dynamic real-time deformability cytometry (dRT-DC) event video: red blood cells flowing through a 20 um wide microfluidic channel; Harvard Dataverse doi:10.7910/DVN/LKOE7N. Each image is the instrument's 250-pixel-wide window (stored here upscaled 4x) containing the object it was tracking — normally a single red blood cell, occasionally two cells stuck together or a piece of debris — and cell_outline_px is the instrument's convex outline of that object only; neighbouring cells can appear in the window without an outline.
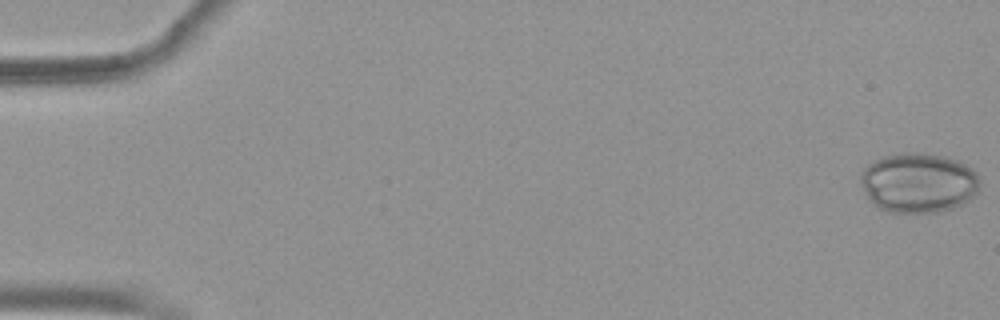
{"species": "common noctule bat (a hibernating species)", "species_latin": "Nyctalus noctula", "temperature_condition": "warm", "stored_images_in_passage": 54, "camera_frame_rate_fps": 3000, "um_per_image_px": 0.085, "animal": {"sex": "female", "body_mass_g": 19.9}, "frame": {"image": 1, "passage_image": 1, "time_ms": 0.0, "image_size_px": [1000, 320], "cell_outline_px": [[980, 180], [976, 192], [968, 200], [952, 208], [940, 212], [888, 212], [876, 208], [864, 192], [860, 180], [860, 176], [864, 168], [868, 164], [884, 156], [896, 152], [924, 152], [944, 156], [956, 160], [972, 168], [976, 172]], "centroid_in_image_um": [78.04, 15.52], "position_along_channel_um": 7.0, "area_um2": 41.79}}
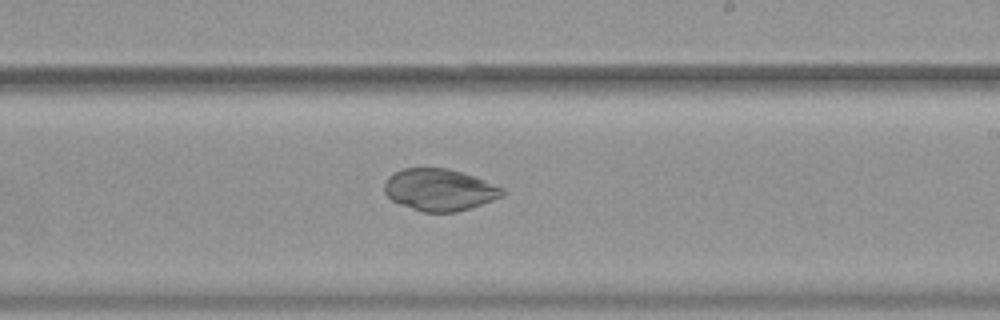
{"frame": {"image": 2, "passage_image": 33, "time_ms": 10.667, "image_size_px": [1000, 320], "cell_outline_px": [[504, 196], [456, 212], [424, 212], [400, 204], [392, 200], [384, 192], [384, 184], [388, 176], [392, 172], [404, 168], [448, 168], [484, 180], [504, 188]], "centroid_in_image_um": [37.32, 16.12], "position_along_channel_um": 251.7, "area_um2": 28.61}}
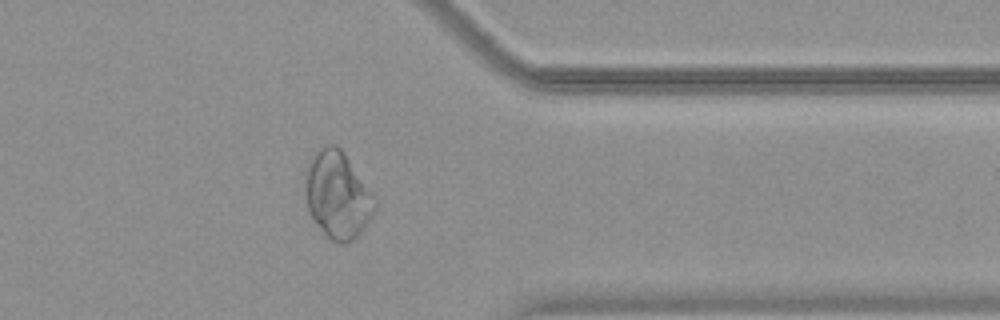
{"frame": {"image": 3, "passage_image": 44, "time_ms": 14.333, "image_size_px": [1000, 320], "cell_outline_px": [[376, 208], [372, 216], [360, 236], [344, 244], [340, 244], [328, 240], [316, 224], [308, 208], [304, 176], [308, 164], [312, 156], [320, 148], [328, 144], [336, 144], [344, 152], [376, 196]], "centroid_in_image_um": [28.72, 16.6], "position_along_channel_um": 382.7, "area_um2": 35.78}}